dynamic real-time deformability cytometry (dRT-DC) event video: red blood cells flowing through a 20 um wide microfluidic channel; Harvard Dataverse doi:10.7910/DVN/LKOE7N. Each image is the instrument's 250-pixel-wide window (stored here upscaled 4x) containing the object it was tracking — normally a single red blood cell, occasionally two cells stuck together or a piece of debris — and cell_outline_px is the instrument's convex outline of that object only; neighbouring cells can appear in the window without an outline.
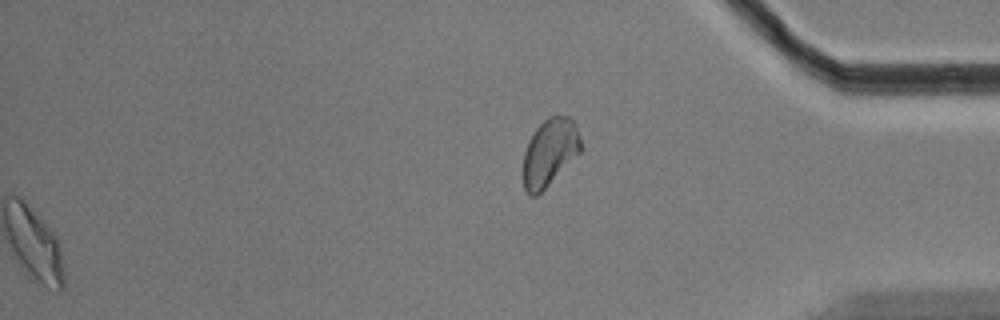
{"species": "Egyptian fruit bat (a non-hibernating species)", "species_latin": "Rousettus aegyptiacus", "temperature_condition": "cold", "stored_images_in_passage": 41, "camera_frame_rate_fps": 3000, "um_per_image_px": 0.085, "animal": {"sex": "male"}, "frame": {"image": 1, "passage_image": 41, "time_ms": 13.333, "image_size_px": [1000, 320], "cell_outline_px": [[580, 152], [536, 196], [528, 196], [524, 188], [524, 152], [528, 140], [536, 128], [548, 116], [568, 116], [572, 120], [580, 136]], "centroid_in_image_um": [46.7, 12.94], "position_along_channel_um": 388.5, "area_um2": 22.08}, "authors_computed_cell_mechanics": {"area_um2": 21.675, "velocity_mm_per_s": 3.4922, "shape_relaxation_time_tau1_ms": 5.8129, "shape_relaxation_time_tau2_ms": 9.8288, "deformation_change_tau1": 0.1376, "deformation_change_tau2": 0.1603}}